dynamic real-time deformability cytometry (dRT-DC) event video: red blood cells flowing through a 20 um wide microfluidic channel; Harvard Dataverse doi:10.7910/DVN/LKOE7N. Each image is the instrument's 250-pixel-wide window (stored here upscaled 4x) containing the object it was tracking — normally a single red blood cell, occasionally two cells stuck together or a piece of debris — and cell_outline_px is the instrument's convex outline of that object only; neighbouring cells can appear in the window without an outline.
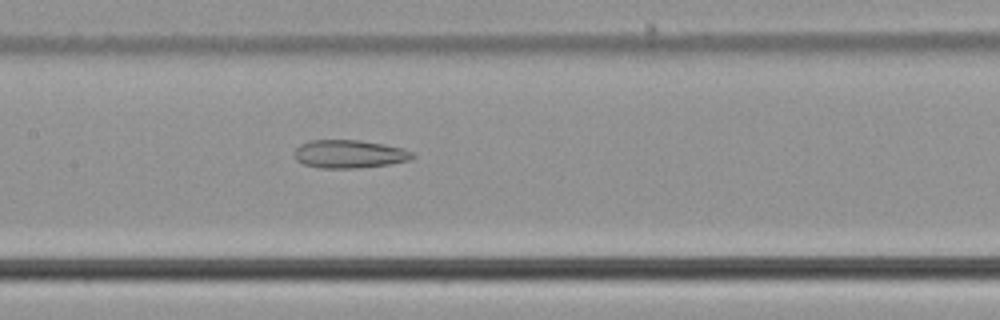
{"species": "common noctule bat (a hibernating species)", "species_latin": "Nyctalus noctula", "temperature_condition": "cold", "stored_images_in_passage": 49, "camera_frame_rate_fps": 3000, "um_per_image_px": 0.085, "animal": {"sex": "male", "body_mass_g": 21.5, "forearm_length_mm": 52.0}, "frame": {"image": 1, "passage_image": 21, "time_ms": 6.667, "image_size_px": [1000, 320], "cell_outline_px": [[416, 156], [408, 160], [388, 164], [360, 168], [320, 168], [304, 164], [296, 160], [292, 152], [300, 144], [308, 140], [360, 140], [384, 144], [400, 148], [412, 152]], "centroid_in_image_um": [29.63, 13.09], "position_along_channel_um": 177.8, "area_um2": 19.42}}
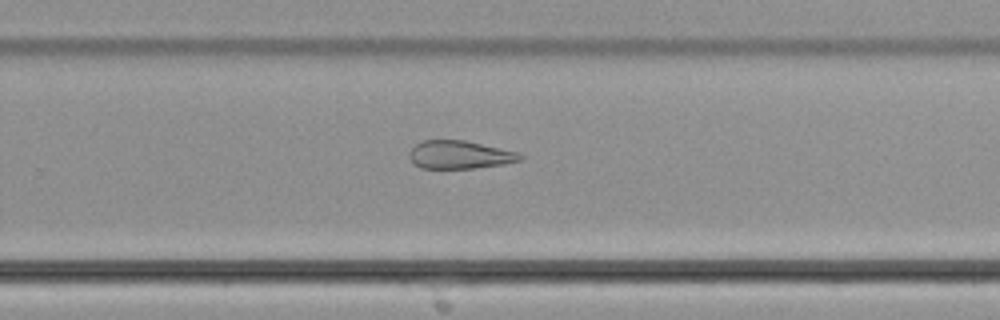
{"frame": {"image": 2, "passage_image": 30, "time_ms": 9.667, "image_size_px": [1000, 320], "cell_outline_px": [[524, 160], [504, 164], [476, 168], [420, 168], [408, 156], [408, 152], [416, 144], [424, 140], [464, 140], [500, 148], [516, 152], [524, 156]], "centroid_in_image_um": [39.09, 13.16], "position_along_channel_um": 290.7, "area_um2": 18.09}}
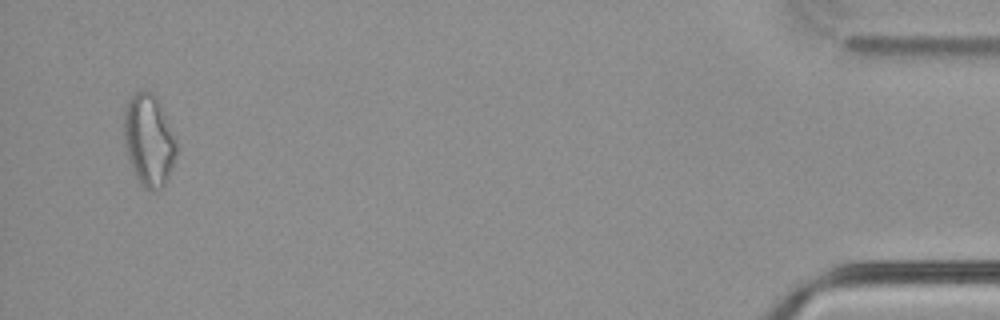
{"frame": {"image": 3, "passage_image": 47, "time_ms": 15.333, "image_size_px": [1000, 320], "cell_outline_px": [[176, 156], [168, 176], [164, 184], [160, 188], [144, 188], [140, 184], [128, 160], [124, 144], [124, 108], [128, 100], [136, 92], [144, 88], [152, 92], [156, 96], [160, 104], [176, 144]], "centroid_in_image_um": [12.61, 11.87], "position_along_channel_um": 422.6, "area_um2": 27.69}, "authors_computed_cell_mechanics": {"area_um2": 23.409, "velocity_mm_per_s": 3.7796, "shape_relaxation_time_tau1_ms": null, "shape_relaxation_time_tau2_ms": 4.7833, "deformation_change_tau1": null, "deformation_change_tau2": 0.1546}}